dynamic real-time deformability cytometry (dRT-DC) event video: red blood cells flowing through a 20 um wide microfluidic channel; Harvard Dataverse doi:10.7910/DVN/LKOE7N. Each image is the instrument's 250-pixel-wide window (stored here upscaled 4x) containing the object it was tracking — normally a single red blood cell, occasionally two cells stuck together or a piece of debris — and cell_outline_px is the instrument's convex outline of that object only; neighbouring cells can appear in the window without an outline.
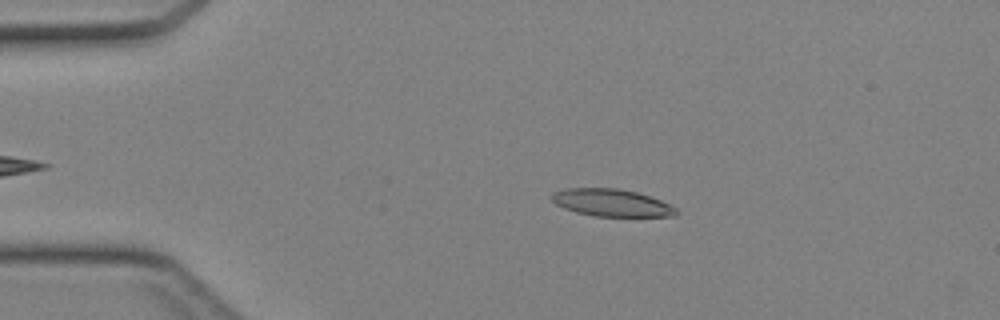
{"species": "Egyptian fruit bat (a non-hibernating species)", "species_latin": "Rousettus aegyptiacus", "temperature_condition": "cold", "stored_images_in_passage": 38, "camera_frame_rate_fps": 3000, "um_per_image_px": 0.085, "animal": {"sex": "female"}, "frame": {"image": 1, "passage_image": 8, "time_ms": 2.333, "image_size_px": [1000, 320], "cell_outline_px": [[680, 212], [676, 216], [596, 216], [576, 212], [564, 208], [556, 204], [552, 200], [552, 192], [564, 188], [620, 188], [636, 192], [660, 200], [676, 208]], "centroid_in_image_um": [51.98, 17.23], "position_along_channel_um": 33.0, "area_um2": 19.77}}
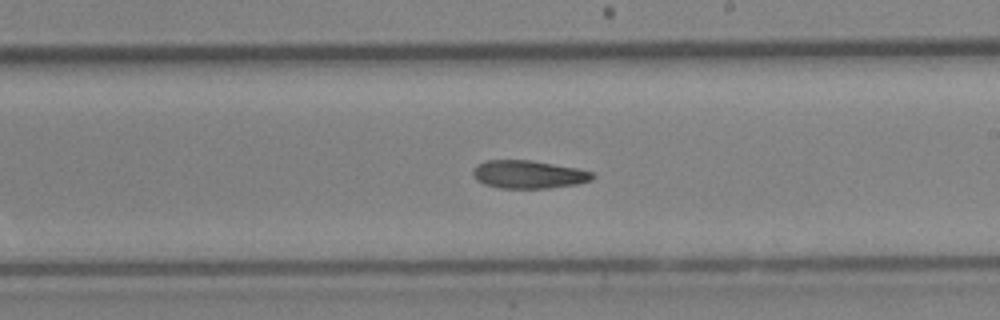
{"frame": {"image": 2, "passage_image": 25, "time_ms": 8.0, "image_size_px": [1000, 320], "cell_outline_px": [[596, 176], [592, 180], [576, 184], [548, 188], [500, 188], [484, 184], [476, 180], [472, 172], [476, 164], [488, 160], [532, 160], [576, 168], [592, 172]], "centroid_in_image_um": [44.91, 14.82], "position_along_channel_um": 244.1, "area_um2": 19.54}}
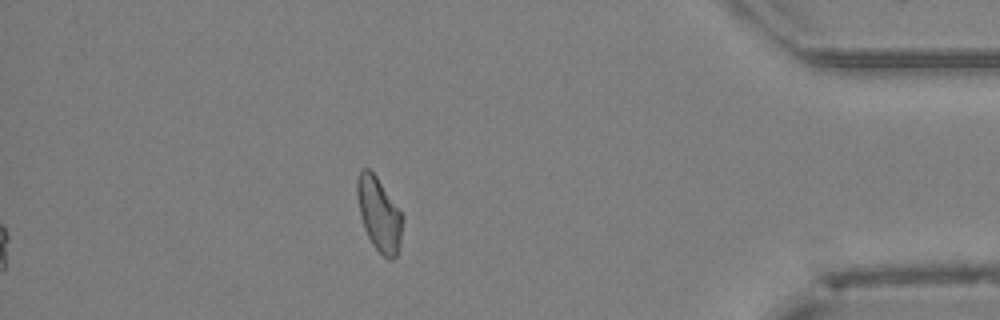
{"frame": {"image": 3, "passage_image": 38, "time_ms": 12.333, "image_size_px": [1000, 320], "cell_outline_px": [[404, 220], [400, 244], [396, 256], [392, 260], [388, 260], [372, 244], [364, 228], [360, 216], [356, 196], [356, 180], [360, 172], [364, 168], [368, 168], [376, 176], [404, 216]], "centroid_in_image_um": [32.22, 18.22], "position_along_channel_um": 403.0, "area_um2": 19.59}}